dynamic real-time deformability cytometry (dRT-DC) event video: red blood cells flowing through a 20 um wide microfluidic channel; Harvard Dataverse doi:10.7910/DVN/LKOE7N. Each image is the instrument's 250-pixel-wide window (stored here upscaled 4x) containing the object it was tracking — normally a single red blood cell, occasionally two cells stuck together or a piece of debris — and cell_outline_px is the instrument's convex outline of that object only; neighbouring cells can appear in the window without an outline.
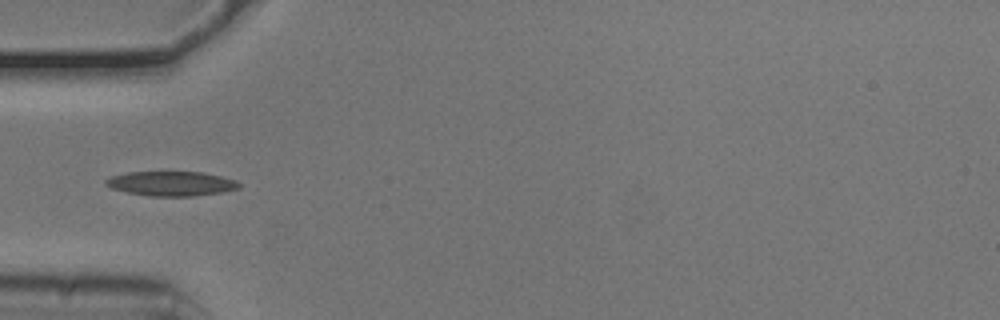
{"species": "common noctule bat (a hibernating species)", "species_latin": "Nyctalus noctula", "temperature_condition": "cold", "stored_images_in_passage": 37, "camera_frame_rate_fps": 3000, "um_per_image_px": 0.085, "animal": {"sex": "male", "body_mass_g": 20.5, "forearm_length_mm": 52.5}, "frame": {"image": 1, "passage_image": 1, "time_ms": 0.0, "image_size_px": [1000, 320], "cell_outline_px": [[240, 188], [220, 192], [192, 196], [148, 196], [128, 192], [112, 188], [104, 184], [104, 180], [112, 176], [128, 172], [200, 172], [220, 176], [236, 180], [240, 184]], "centroid_in_image_um": [14.54, 15.6], "position_along_channel_um": 70.5, "area_um2": 18.9}}
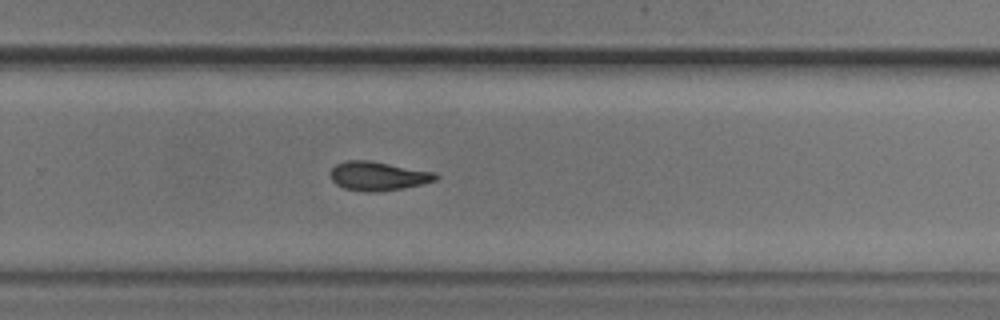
{"frame": {"image": 2, "passage_image": 19, "time_ms": 6.0, "image_size_px": [1000, 320], "cell_outline_px": [[440, 176], [436, 180], [424, 184], [376, 192], [364, 192], [344, 188], [336, 184], [332, 180], [328, 172], [336, 164], [344, 160], [368, 160], [436, 172]], "centroid_in_image_um": [32.12, 14.96], "position_along_channel_um": 297.7, "area_um2": 17.92}}
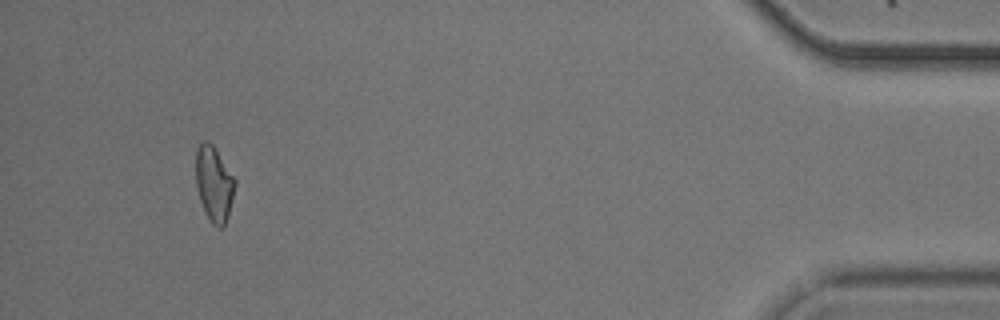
{"frame": {"image": 3, "passage_image": 34, "time_ms": 11.0, "image_size_px": [1000, 320], "cell_outline_px": [[236, 184], [228, 216], [224, 228], [216, 228], [212, 224], [200, 200], [196, 184], [196, 152], [200, 144], [204, 140], [208, 140], [212, 144], [236, 180]], "centroid_in_image_um": [18.2, 15.64], "position_along_channel_um": 417.0, "area_um2": 16.99}, "authors_computed_cell_mechanics": {"area_um2": 17.6868, "velocity_mm_per_s": 3.7675, "shape_relaxation_time_tau1_ms": null, "shape_relaxation_time_tau2_ms": 7.0597, "deformation_change_tau1": null, "deformation_change_tau2": 0.1536}}